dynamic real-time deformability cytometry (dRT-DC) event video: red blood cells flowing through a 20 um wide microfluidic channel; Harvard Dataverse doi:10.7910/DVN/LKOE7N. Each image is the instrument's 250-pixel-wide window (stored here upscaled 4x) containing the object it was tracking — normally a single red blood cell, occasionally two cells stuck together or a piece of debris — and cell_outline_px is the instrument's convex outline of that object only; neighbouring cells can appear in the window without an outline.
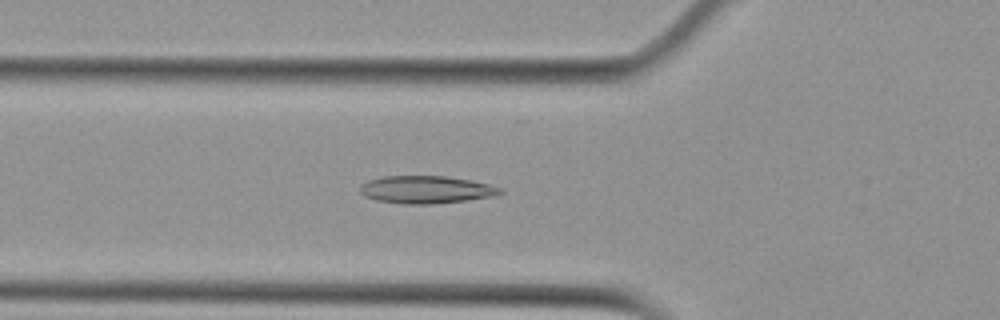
{"species": "Egyptian fruit bat (a non-hibernating species)", "species_latin": "Rousettus aegyptiacus", "temperature_condition": "cold", "stored_images_in_passage": 54, "camera_frame_rate_fps": 3000, "um_per_image_px": 0.085, "animal": {"sex": "female"}, "frame": {"image": 1, "passage_image": 19, "time_ms": 6.0, "image_size_px": [1000, 320], "cell_outline_px": [[504, 192], [496, 196], [468, 200], [432, 204], [404, 204], [376, 200], [364, 196], [360, 192], [360, 184], [368, 180], [384, 176], [444, 176], [468, 180], [488, 184], [500, 188]], "centroid_in_image_um": [36.2, 16.12], "position_along_channel_um": 89.6, "area_um2": 22.54}}
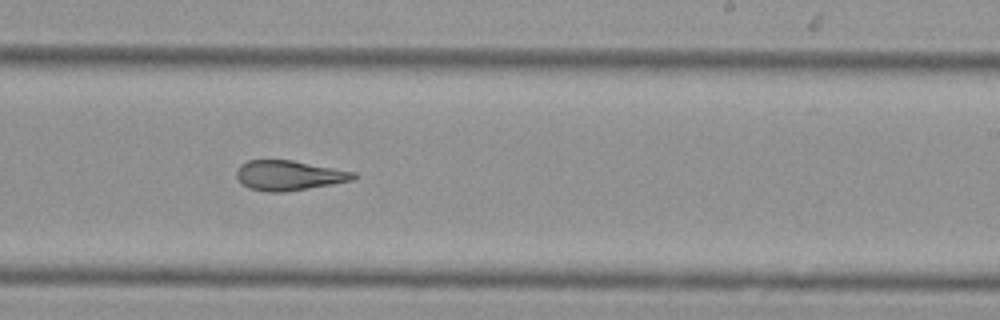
{"frame": {"image": 2, "passage_image": 33, "time_ms": 10.667, "image_size_px": [1000, 320], "cell_outline_px": [[356, 176], [352, 180], [332, 184], [284, 192], [268, 192], [248, 188], [236, 176], [236, 172], [240, 164], [248, 160], [292, 160], [356, 172]], "centroid_in_image_um": [24.54, 14.9], "position_along_channel_um": 264.5, "area_um2": 20.23}}
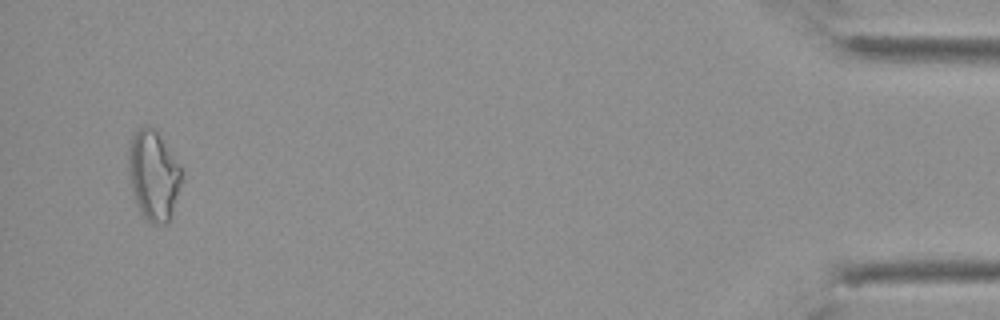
{"frame": {"image": 3, "passage_image": 52, "time_ms": 17.0, "image_size_px": [1000, 320], "cell_outline_px": [[184, 176], [168, 224], [152, 224], [140, 212], [128, 176], [128, 152], [132, 136], [140, 128], [156, 128], [180, 164], [184, 172]], "centroid_in_image_um": [13.08, 14.9], "position_along_channel_um": 422.1, "area_um2": 27.98}, "authors_computed_cell_mechanics": {"area_um2": 22.5709, "velocity_mm_per_s": 3.7487, "shape_relaxation_time_tau1_ms": null, "shape_relaxation_time_tau2_ms": 3.3199, "deformation_change_tau1": null, "deformation_change_tau2": 0.1223}}